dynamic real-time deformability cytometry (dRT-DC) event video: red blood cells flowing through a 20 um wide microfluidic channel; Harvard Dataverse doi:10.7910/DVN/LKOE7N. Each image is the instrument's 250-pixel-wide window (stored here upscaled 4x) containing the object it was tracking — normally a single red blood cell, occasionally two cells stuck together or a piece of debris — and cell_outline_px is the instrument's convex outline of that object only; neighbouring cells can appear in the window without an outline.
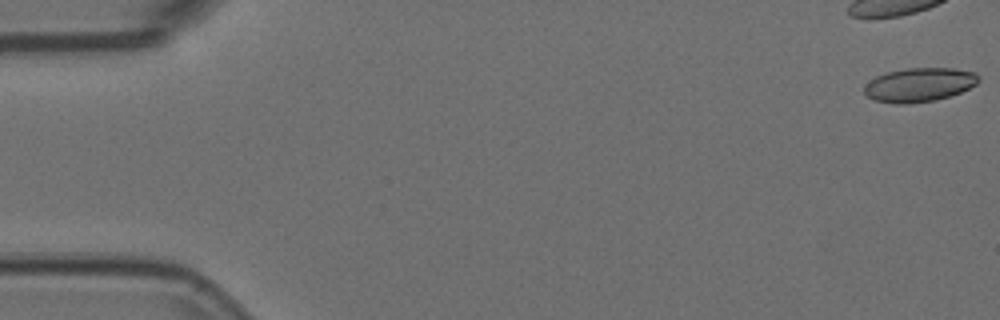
{"species": "Egyptian fruit bat (a non-hibernating species)", "species_latin": "Rousettus aegyptiacus", "temperature_condition": "room temperature", "stored_images_in_passage": 54, "camera_frame_rate_fps": 3000, "um_per_image_px": 0.085, "animal": {"sex": "female"}, "frame": {"image": 1, "passage_image": 1, "time_ms": 0.0, "image_size_px": [1000, 320], "cell_outline_px": [[980, 80], [976, 84], [960, 92], [936, 100], [908, 104], [896, 104], [876, 100], [868, 96], [864, 92], [864, 88], [876, 76], [888, 72], [908, 68], [956, 68], [976, 72], [980, 76]], "centroid_in_image_um": [78.19, 7.2], "position_along_channel_um": 6.8, "area_um2": 22.48}}